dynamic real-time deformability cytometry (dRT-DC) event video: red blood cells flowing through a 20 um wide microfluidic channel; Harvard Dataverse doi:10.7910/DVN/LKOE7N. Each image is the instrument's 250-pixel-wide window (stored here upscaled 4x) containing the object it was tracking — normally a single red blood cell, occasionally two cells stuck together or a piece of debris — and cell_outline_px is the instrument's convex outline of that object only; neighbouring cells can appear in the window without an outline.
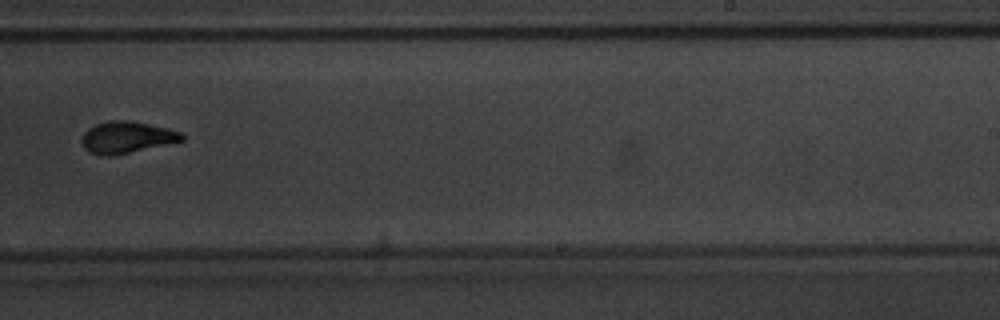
{"species": "common noctule bat (a hibernating species)", "species_latin": "Nyctalus noctula", "temperature_condition": "warm", "stored_images_in_passage": 6, "camera_frame_rate_fps": 3000, "um_per_image_px": 0.085, "animal": {"sex": "male", "body_mass_g": 20.1, "forearm_length_mm": 53.5}, "frame": {"image": 1, "passage_image": 6, "time_ms": 1.667, "image_size_px": [1000, 320], "cell_outline_px": [[184, 140], [128, 152], [108, 156], [104, 156], [88, 152], [84, 148], [80, 140], [84, 132], [88, 128], [96, 124], [108, 120], [128, 120], [168, 128], [180, 132], [184, 136]], "centroid_in_image_um": [10.71, 11.66], "position_along_channel_um": 278.3, "area_um2": 18.26}}